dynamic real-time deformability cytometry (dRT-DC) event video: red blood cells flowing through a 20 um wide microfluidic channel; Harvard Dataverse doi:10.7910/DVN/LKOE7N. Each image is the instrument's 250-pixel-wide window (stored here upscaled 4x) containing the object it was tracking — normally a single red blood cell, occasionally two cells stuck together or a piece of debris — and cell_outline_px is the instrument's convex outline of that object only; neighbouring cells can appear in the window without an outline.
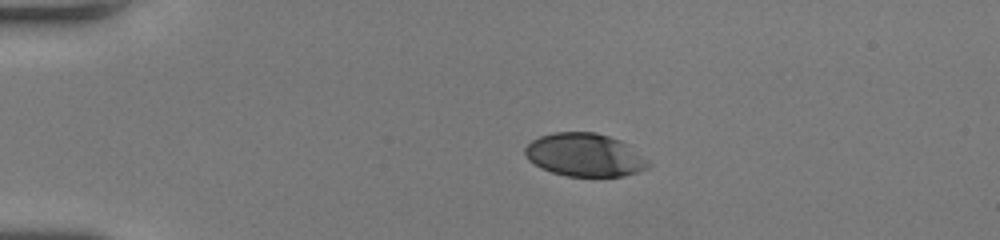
{"species": "human", "species_latin": "Homo sapiens", "temperature_condition": "room temperature", "stored_images_in_passage": 42, "camera_frame_rate_fps": 3000, "um_per_image_px": 0.085, "donor": {"sex": "female"}, "frame": {"image": 1, "passage_image": 1, "time_ms": 0.0, "image_size_px": [1000, 240], "cell_outline_px": [[652, 164], [648, 168], [624, 176], [568, 176], [552, 172], [540, 168], [528, 160], [524, 156], [524, 148], [532, 140], [540, 136], [552, 132], [596, 132], [620, 140], [648, 160]], "centroid_in_image_um": [49.66, 13.17], "position_along_channel_um": 35.3, "area_um2": 30.98}}
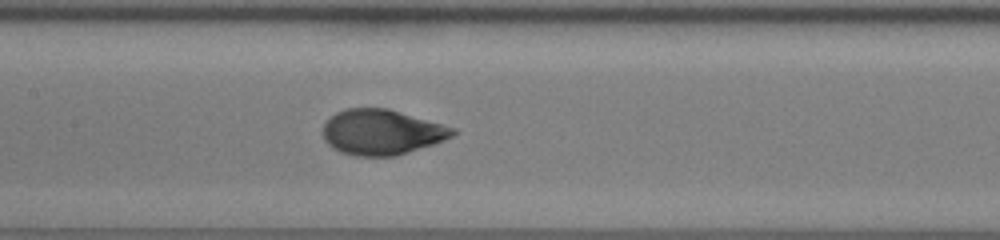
{"frame": {"image": 2, "passage_image": 16, "time_ms": 5.0, "image_size_px": [1000, 240], "cell_outline_px": [[460, 132], [444, 140], [396, 156], [356, 156], [340, 152], [332, 148], [324, 140], [324, 124], [336, 112], [344, 108], [388, 108], [456, 128]], "centroid_in_image_um": [32.45, 11.23], "position_along_channel_um": 174.9, "area_um2": 34.28}}
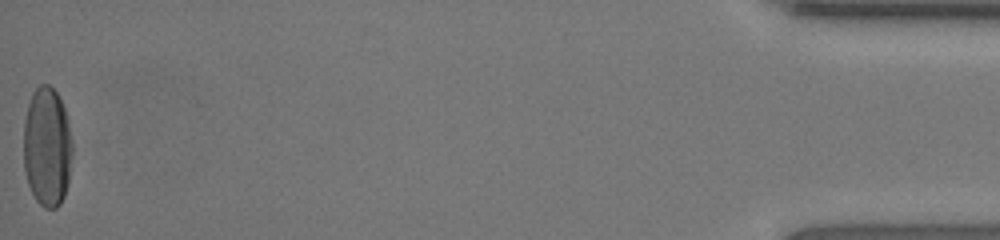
{"frame": {"image": 3, "passage_image": 42, "time_ms": 13.667, "image_size_px": [1000, 240], "cell_outline_px": [[72, 156], [68, 184], [64, 196], [60, 204], [56, 208], [44, 208], [36, 200], [28, 184], [24, 168], [24, 120], [28, 104], [32, 92], [40, 84], [48, 84], [56, 92], [68, 116], [72, 140]], "centroid_in_image_um": [4.01, 12.49], "position_along_channel_um": 431.2, "area_um2": 34.33}, "authors_computed_cell_mechanics": {"area_um2": 33.8997, "velocity_mm_per_s": 4.0124, "shape_relaxation_time_tau1_ms": 3.349, "shape_relaxation_time_tau2_ms": null, "deformation_change_tau1": 0.1867, "deformation_change_tau2": null}}